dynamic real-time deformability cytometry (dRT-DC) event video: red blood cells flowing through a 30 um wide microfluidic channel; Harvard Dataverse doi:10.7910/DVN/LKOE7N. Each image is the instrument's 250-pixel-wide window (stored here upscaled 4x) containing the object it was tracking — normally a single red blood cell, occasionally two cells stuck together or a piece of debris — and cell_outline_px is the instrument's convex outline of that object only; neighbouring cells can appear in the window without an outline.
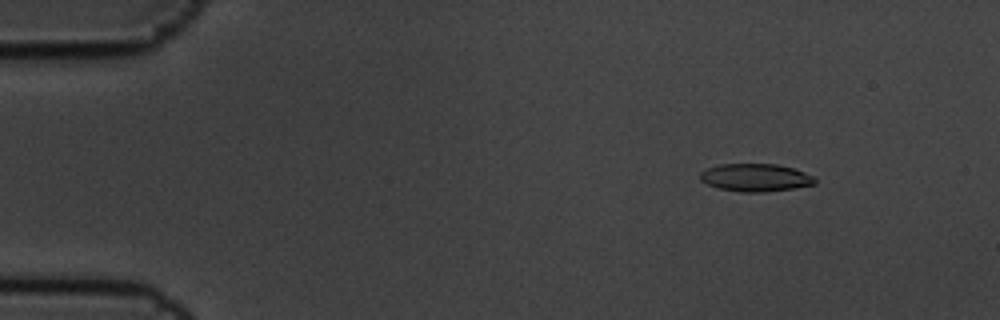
{"species": "common noctule bat (a hibernating species)", "species_latin": "Nyctalus noctula", "temperature_condition": "cold", "stored_images_in_passage": 5, "camera_frame_rate_fps": 3000, "um_per_image_px": 0.085, "animal": {"sex": "male", "body_mass_g": 19.5, "forearm_length_mm": 54.6}, "frame": {"image": 1, "passage_image": 3, "time_ms": 0.667, "image_size_px": [1000, 320], "cell_outline_px": [[816, 184], [792, 188], [764, 192], [740, 192], [720, 188], [708, 184], [700, 180], [700, 172], [708, 168], [720, 164], [776, 164], [792, 168], [804, 172], [812, 176], [816, 180]], "centroid_in_image_um": [64.21, 15.09], "position_along_channel_um": 20.8, "area_um2": 18.38}}
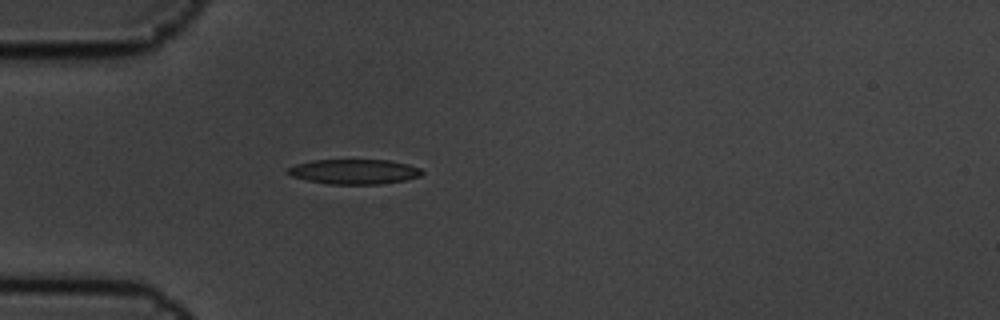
{"frame": {"image": 2, "passage_image": 5, "time_ms": 1.333, "image_size_px": [1000, 320], "cell_outline_px": [[424, 172], [420, 176], [404, 180], [380, 184], [328, 184], [308, 180], [292, 176], [284, 172], [288, 168], [296, 164], [312, 160], [392, 160], [408, 164], [420, 168]], "centroid_in_image_um": [30.11, 14.58], "position_along_channel_um": 54.9, "area_um2": 19.48}}